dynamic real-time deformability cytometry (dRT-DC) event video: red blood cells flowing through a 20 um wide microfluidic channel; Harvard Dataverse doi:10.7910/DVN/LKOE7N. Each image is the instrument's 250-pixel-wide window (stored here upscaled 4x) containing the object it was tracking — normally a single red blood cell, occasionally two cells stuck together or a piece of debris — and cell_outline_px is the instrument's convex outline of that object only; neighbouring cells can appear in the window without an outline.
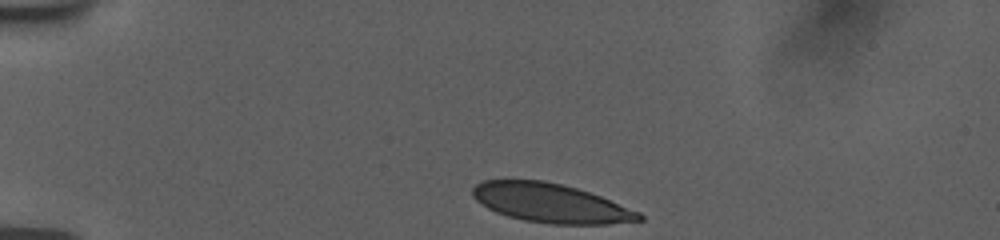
{"species": "human", "species_latin": "Homo sapiens", "temperature_condition": "room temperature", "stored_images_in_passage": 38, "camera_frame_rate_fps": 3000, "um_per_image_px": 0.085, "donor": {"sex": "female"}, "frame": {"image": 1, "passage_image": 1, "time_ms": 0.0, "image_size_px": [1000, 240], "cell_outline_px": [[644, 220], [608, 224], [552, 224], [524, 220], [508, 216], [496, 212], [480, 204], [472, 196], [472, 188], [476, 184], [484, 180], [544, 180], [576, 188], [600, 196], [640, 212], [644, 216]], "centroid_in_image_um": [46.8, 17.26], "position_along_channel_um": 38.2, "area_um2": 37.74}}
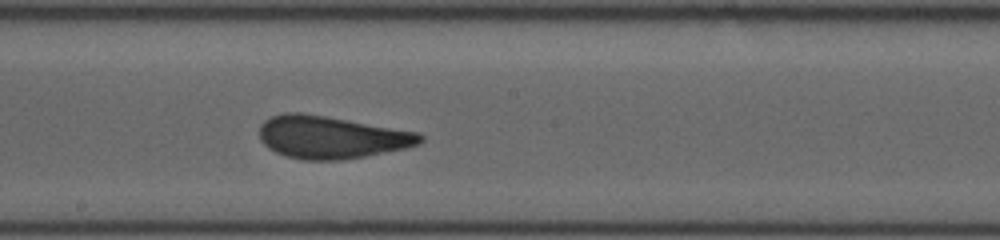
{"frame": {"image": 2, "passage_image": 20, "time_ms": 6.333, "image_size_px": [1000, 240], "cell_outline_px": [[424, 140], [420, 144], [408, 148], [364, 156], [340, 160], [300, 160], [284, 156], [268, 148], [260, 140], [260, 124], [264, 120], [272, 116], [284, 112], [300, 112], [420, 132], [424, 136]], "centroid_in_image_um": [28.16, 11.67], "position_along_channel_um": 220.0, "area_um2": 40.06}}
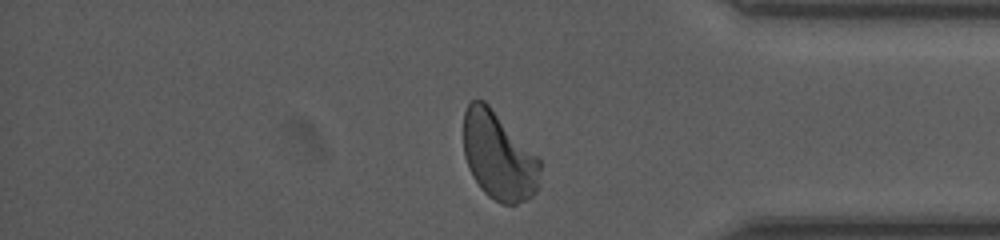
{"frame": {"image": 3, "passage_image": 35, "time_ms": 11.333, "image_size_px": [1000, 240], "cell_outline_px": [[540, 184], [536, 192], [528, 200], [516, 204], [500, 204], [488, 196], [480, 188], [472, 176], [468, 168], [464, 156], [464, 112], [468, 104], [472, 100], [484, 100], [488, 104], [540, 160]], "centroid_in_image_um": [42.38, 13.31], "position_along_channel_um": 392.8, "area_um2": 39.19}, "authors_computed_cell_mechanics": {"area_um2": 39.3618, "velocity_mm_per_s": 3.7384, "shape_relaxation_time_tau1_ms": 5.5059, "shape_relaxation_time_tau2_ms": null, "deformation_change_tau1": 0.161, "deformation_change_tau2": null}}